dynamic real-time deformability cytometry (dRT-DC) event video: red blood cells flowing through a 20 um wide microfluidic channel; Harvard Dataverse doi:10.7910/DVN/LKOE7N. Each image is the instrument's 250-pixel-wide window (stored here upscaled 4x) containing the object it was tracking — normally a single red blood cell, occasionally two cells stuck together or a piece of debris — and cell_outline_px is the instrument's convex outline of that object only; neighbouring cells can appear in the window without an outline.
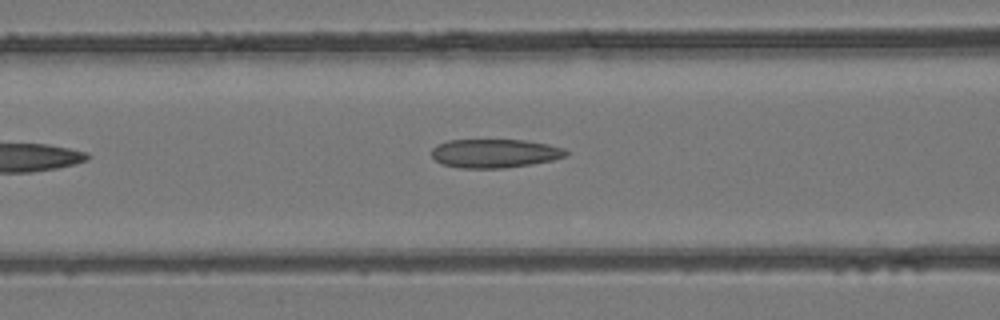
{"species": "common noctule bat (a hibernating species)", "species_latin": "Nyctalus noctula", "temperature_condition": "room temperature", "stored_images_in_passage": 5, "segment_of_instrument_passage": [1, 2], "camera_frame_rate_fps": 3000, "um_per_image_px": 0.085, "animal": {"sex": "female", "body_mass_g": 24.6, "forearm_length_mm": 56.2}, "frame": {"image": 1, "passage_image": 4, "time_ms": 1.0, "image_size_px": [1000, 320], "cell_outline_px": [[568, 152], [564, 156], [552, 160], [532, 164], [504, 168], [460, 168], [440, 164], [432, 156], [432, 148], [436, 144], [448, 140], [524, 140], [548, 144], [564, 148]], "centroid_in_image_um": [42.01, 13.03], "position_along_channel_um": 124.6, "area_um2": 22.54}}